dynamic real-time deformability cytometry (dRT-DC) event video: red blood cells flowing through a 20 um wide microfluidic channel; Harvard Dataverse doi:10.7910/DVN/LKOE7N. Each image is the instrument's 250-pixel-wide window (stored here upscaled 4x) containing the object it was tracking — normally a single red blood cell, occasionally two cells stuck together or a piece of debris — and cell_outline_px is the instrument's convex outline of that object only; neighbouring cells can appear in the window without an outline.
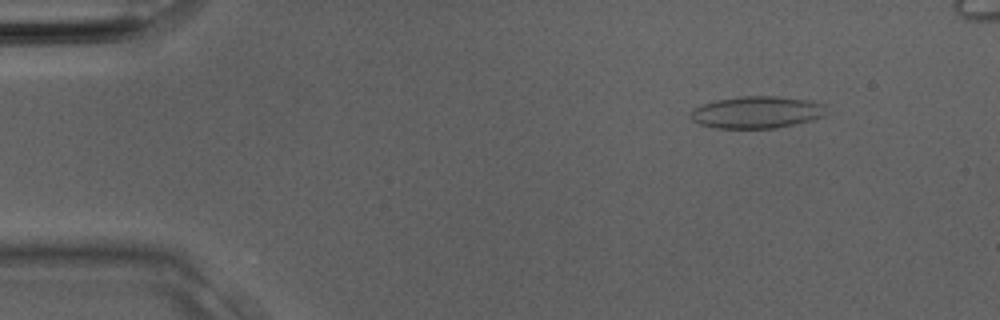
{"species": "Egyptian fruit bat (a non-hibernating species)", "species_latin": "Rousettus aegyptiacus", "temperature_condition": "room temperature", "stored_images_in_passage": 4, "camera_frame_rate_fps": 3000, "um_per_image_px": 0.085, "animal": {"sex": "male"}, "frame": {"image": 1, "passage_image": 2, "time_ms": 0.333, "image_size_px": [1000, 320], "cell_outline_px": [[824, 116], [812, 120], [776, 128], [716, 128], [700, 124], [692, 120], [688, 116], [692, 108], [700, 104], [716, 100], [740, 96], [780, 96], [812, 100], [824, 104]], "centroid_in_image_um": [64.29, 9.53], "position_along_channel_um": 20.7, "area_um2": 25.61}}